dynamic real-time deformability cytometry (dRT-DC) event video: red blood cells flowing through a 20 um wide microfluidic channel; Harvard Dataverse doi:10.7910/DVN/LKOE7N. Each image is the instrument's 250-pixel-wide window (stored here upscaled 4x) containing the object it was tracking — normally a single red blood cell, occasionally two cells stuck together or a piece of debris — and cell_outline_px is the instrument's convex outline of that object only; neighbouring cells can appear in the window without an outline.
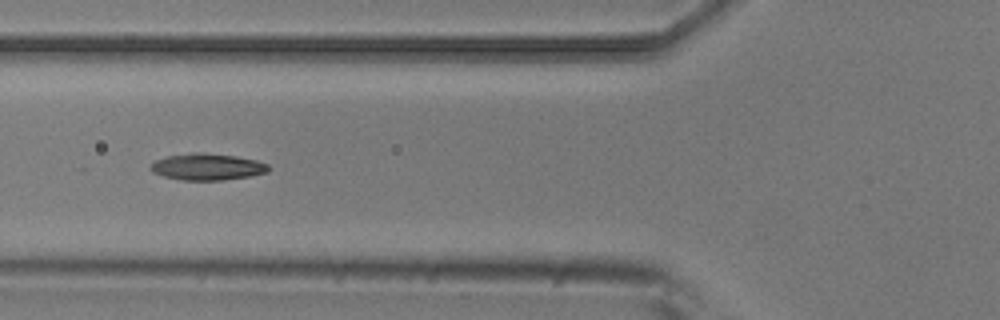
{"species": "common noctule bat (a hibernating species)", "species_latin": "Nyctalus noctula", "temperature_condition": "room temperature", "stored_images_in_passage": 6, "camera_frame_rate_fps": 3000, "um_per_image_px": 0.085, "animal": {"sex": "male", "body_mass_g": 20.5, "forearm_length_mm": 52.5}, "frame": {"image": 1, "passage_image": 4, "time_ms": 1.0, "image_size_px": [1000, 320], "cell_outline_px": [[272, 168], [268, 172], [248, 176], [220, 180], [184, 180], [164, 176], [152, 172], [148, 168], [156, 160], [168, 156], [192, 152], [204, 152], [236, 156], [256, 160], [268, 164]], "centroid_in_image_um": [17.63, 14.17], "position_along_channel_um": 108.2, "area_um2": 18.26}}
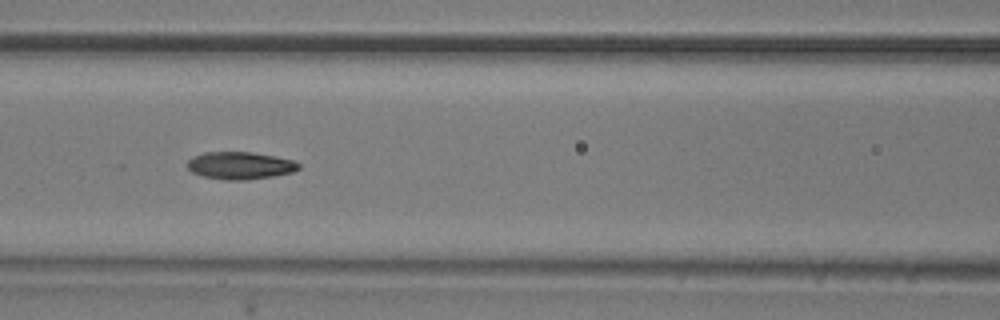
{"frame": {"image": 2, "passage_image": 5, "time_ms": 1.333, "image_size_px": [1000, 320], "cell_outline_px": [[300, 168], [292, 172], [272, 176], [244, 180], [224, 180], [204, 176], [192, 172], [188, 168], [188, 160], [192, 156], [204, 152], [252, 152], [276, 156], [292, 160], [300, 164]], "centroid_in_image_um": [20.4, 14.06], "position_along_channel_um": 146.2, "area_um2": 17.74}}
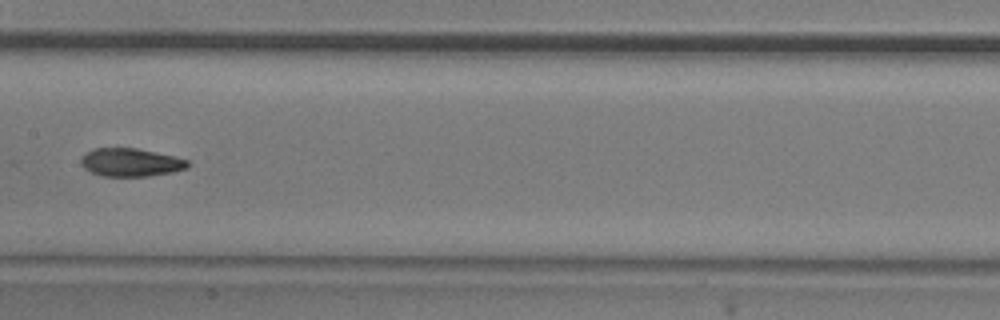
{"frame": {"image": 3, "passage_image": 6, "time_ms": 1.667, "image_size_px": [1000, 320], "cell_outline_px": [[192, 164], [188, 168], [172, 172], [148, 176], [104, 176], [92, 172], [84, 168], [80, 164], [80, 160], [88, 152], [96, 148], [136, 148], [176, 156], [188, 160]], "centroid_in_image_um": [11.17, 13.8], "position_along_channel_um": 196.2, "area_um2": 17.51}}